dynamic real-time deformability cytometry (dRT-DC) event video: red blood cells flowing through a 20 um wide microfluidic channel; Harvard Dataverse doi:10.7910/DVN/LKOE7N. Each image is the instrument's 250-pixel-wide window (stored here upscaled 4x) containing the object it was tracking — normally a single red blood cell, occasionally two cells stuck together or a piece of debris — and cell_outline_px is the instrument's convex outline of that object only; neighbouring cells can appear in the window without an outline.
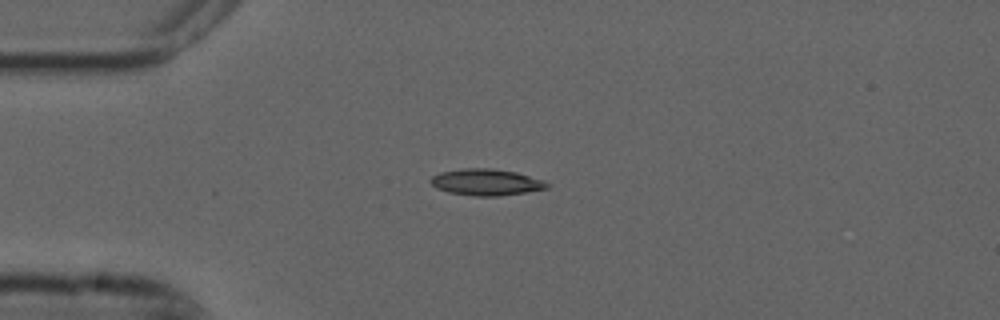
{"species": "common noctule bat (a hibernating species)", "species_latin": "Nyctalus noctula", "temperature_condition": "cold", "stored_images_in_passage": 5, "camera_frame_rate_fps": 3000, "um_per_image_px": 0.085, "animal": {"sex": "male", "forearm_length_mm": 52.5}, "frame": {"image": 1, "passage_image": 5, "time_ms": 1.333, "image_size_px": [1000, 320], "cell_outline_px": [[552, 184], [548, 188], [500, 196], [472, 196], [448, 192], [436, 188], [428, 180], [432, 176], [440, 172], [464, 168], [492, 168], [516, 172], [544, 180]], "centroid_in_image_um": [41.33, 15.48], "position_along_channel_um": 43.7, "area_um2": 18.09}}